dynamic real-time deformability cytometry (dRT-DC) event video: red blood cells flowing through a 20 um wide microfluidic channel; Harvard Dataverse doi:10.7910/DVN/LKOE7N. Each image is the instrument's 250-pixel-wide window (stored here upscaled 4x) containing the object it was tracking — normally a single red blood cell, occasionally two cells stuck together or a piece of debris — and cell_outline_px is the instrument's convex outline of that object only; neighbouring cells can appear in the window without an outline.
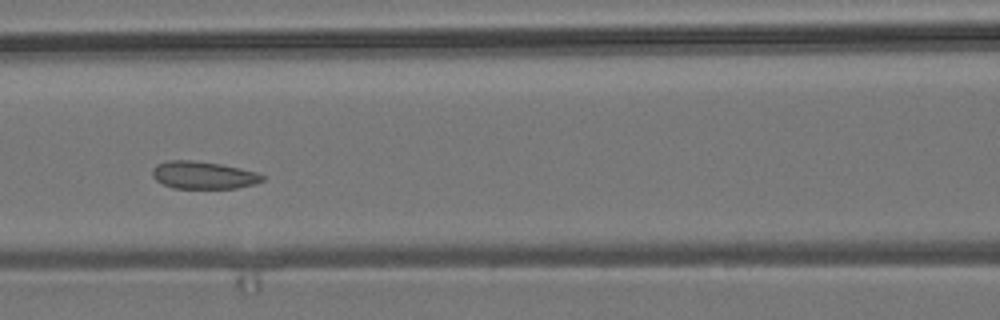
{"species": "common noctule bat (a hibernating species)", "species_latin": "Nyctalus noctula", "temperature_condition": "room temperature", "stored_images_in_passage": 6, "camera_frame_rate_fps": 3000, "um_per_image_px": 0.085, "animal": {"sex": "male", "body_mass_g": 19.2, "forearm_length_mm": 51.8}, "frame": {"image": 1, "passage_image": 6, "time_ms": 1.667, "image_size_px": [1000, 320], "cell_outline_px": [[264, 180], [256, 184], [236, 188], [172, 188], [156, 180], [152, 176], [152, 168], [156, 164], [168, 160], [196, 160], [220, 164], [240, 168], [256, 172], [264, 176]], "centroid_in_image_um": [17.27, 14.88], "position_along_channel_um": 149.3, "area_um2": 17.74}}